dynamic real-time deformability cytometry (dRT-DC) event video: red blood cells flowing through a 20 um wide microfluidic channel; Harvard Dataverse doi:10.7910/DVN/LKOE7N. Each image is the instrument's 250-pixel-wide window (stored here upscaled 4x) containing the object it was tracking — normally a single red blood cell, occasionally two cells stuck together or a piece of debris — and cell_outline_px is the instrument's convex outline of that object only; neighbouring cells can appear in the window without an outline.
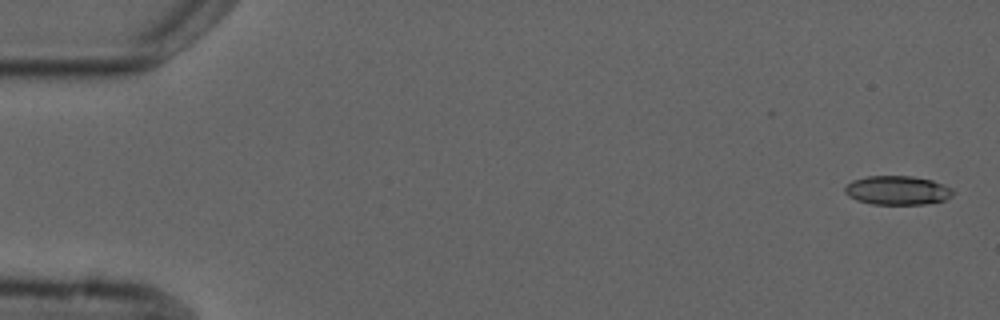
{"species": "common noctule bat (a hibernating species)", "species_latin": "Nyctalus noctula", "temperature_condition": "cold", "stored_images_in_passage": 4, "camera_frame_rate_fps": 3000, "um_per_image_px": 0.085, "animal": {"sex": "male", "forearm_length_mm": 52.5}, "frame": {"image": 1, "passage_image": 1, "time_ms": 0.0, "image_size_px": [1000, 320], "cell_outline_px": [[952, 196], [944, 200], [924, 204], [872, 204], [856, 200], [848, 196], [844, 192], [844, 188], [852, 180], [868, 176], [912, 176], [932, 180], [944, 184], [952, 188]], "centroid_in_image_um": [76.26, 16.17], "position_along_channel_um": 8.7, "area_um2": 18.26}}